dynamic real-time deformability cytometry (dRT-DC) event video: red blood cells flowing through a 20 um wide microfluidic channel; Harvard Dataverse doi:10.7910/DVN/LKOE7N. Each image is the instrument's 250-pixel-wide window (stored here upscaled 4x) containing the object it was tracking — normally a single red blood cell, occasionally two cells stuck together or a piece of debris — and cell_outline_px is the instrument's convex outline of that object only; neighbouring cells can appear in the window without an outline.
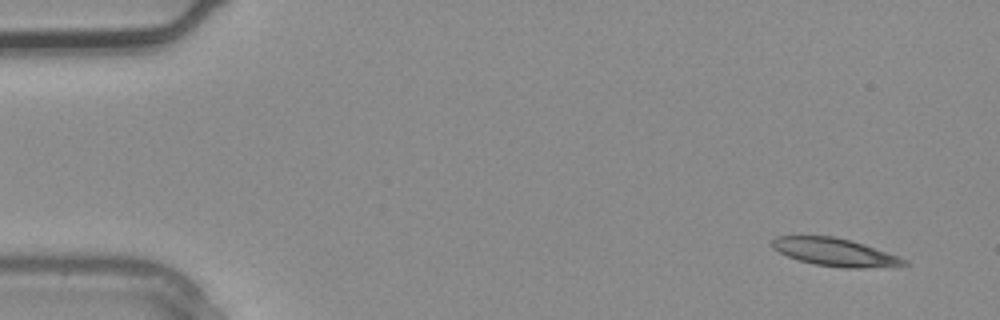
{"species": "common noctule bat (a hibernating species)", "species_latin": "Nyctalus noctula", "temperature_condition": "warm", "stored_images_in_passage": 4, "camera_frame_rate_fps": 3000, "um_per_image_px": 0.085, "animal": {"sex": "male", "body_mass_g": 20.4}, "frame": {"image": 1, "passage_image": 1, "time_ms": 0.0, "image_size_px": [1000, 320], "cell_outline_px": [[908, 264], [864, 268], [844, 268], [816, 264], [800, 260], [788, 256], [772, 248], [772, 240], [776, 236], [832, 236], [852, 240], [900, 256], [908, 260]], "centroid_in_image_um": [70.98, 21.42], "position_along_channel_um": 14.0, "area_um2": 21.21}}